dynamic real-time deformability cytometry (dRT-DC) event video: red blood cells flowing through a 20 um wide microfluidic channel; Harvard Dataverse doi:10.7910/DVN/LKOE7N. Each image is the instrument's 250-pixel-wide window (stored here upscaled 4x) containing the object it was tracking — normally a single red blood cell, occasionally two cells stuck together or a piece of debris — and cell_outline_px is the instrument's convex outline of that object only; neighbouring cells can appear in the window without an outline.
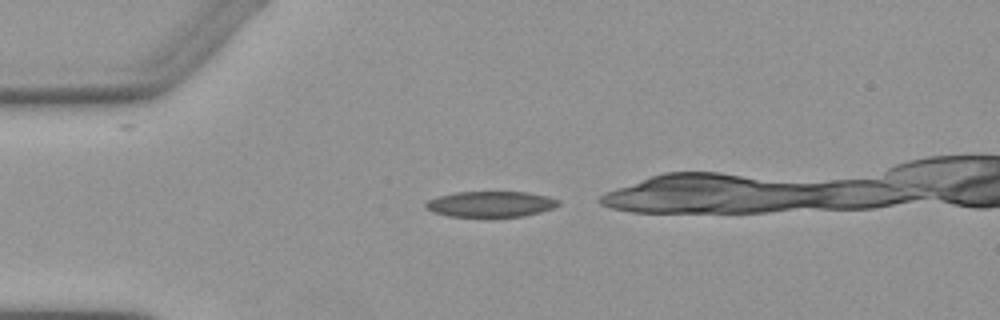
{"species": "Egyptian fruit bat (a non-hibernating species)", "species_latin": "Rousettus aegyptiacus", "temperature_condition": "warm", "stored_images_in_passage": 1, "camera_frame_rate_fps": 3000, "um_per_image_px": 0.085, "animal": {"sex": "female"}, "frame": {"image": 1, "passage_image": 1, "time_ms": 0.0, "image_size_px": [1000, 320], "cell_outline_px": [[560, 204], [552, 208], [540, 212], [524, 216], [448, 216], [432, 212], [424, 208], [424, 204], [428, 200], [436, 196], [456, 192], [528, 192], [548, 196], [560, 200]], "centroid_in_image_um": [41.68, 17.34], "position_along_channel_um": 43.3, "area_um2": 19.94}}